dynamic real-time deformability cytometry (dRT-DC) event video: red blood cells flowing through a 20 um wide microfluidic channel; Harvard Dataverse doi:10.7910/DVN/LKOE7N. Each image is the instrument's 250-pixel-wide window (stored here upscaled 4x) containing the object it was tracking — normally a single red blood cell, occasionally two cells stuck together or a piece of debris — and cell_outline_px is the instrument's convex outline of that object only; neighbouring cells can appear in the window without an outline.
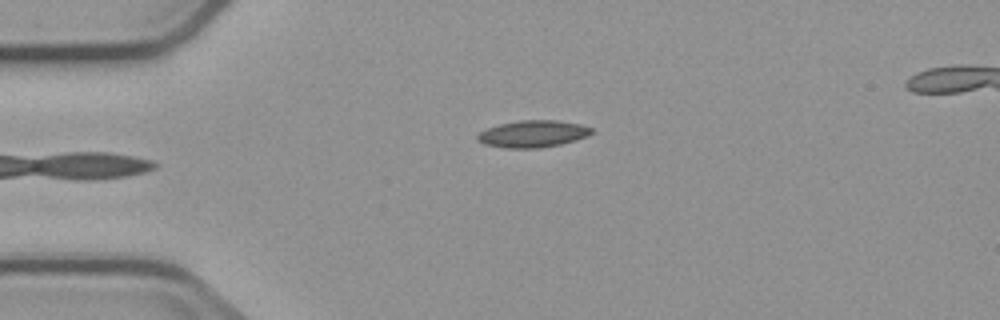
{"species": "common noctule bat (a hibernating species)", "species_latin": "Nyctalus noctula", "temperature_condition": "cold", "stored_images_in_passage": 3, "camera_frame_rate_fps": 3000, "um_per_image_px": 0.085, "animal": {"sex": "male", "body_mass_g": 23.1, "forearm_length_mm": 52.7}, "frame": {"image": 1, "passage_image": 1, "time_ms": 0.0, "image_size_px": [1000, 320], "cell_outline_px": [[592, 132], [588, 136], [576, 140], [560, 144], [540, 148], [504, 148], [484, 144], [476, 140], [476, 136], [480, 132], [488, 128], [500, 124], [520, 120], [556, 120], [580, 124], [592, 128]], "centroid_in_image_um": [45.28, 11.38], "position_along_channel_um": 39.7, "area_um2": 17.92}}